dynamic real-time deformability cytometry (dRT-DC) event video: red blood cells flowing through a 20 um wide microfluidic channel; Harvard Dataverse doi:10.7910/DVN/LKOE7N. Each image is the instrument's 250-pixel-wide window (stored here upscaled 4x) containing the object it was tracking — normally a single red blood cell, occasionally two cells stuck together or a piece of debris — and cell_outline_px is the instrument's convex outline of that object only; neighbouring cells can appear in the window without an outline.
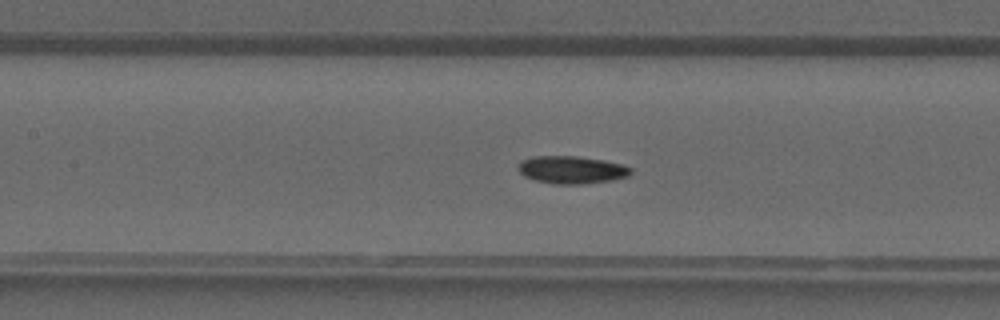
{"species": "common noctule bat (a hibernating species)", "species_latin": "Nyctalus noctula", "temperature_condition": "warm", "stored_images_in_passage": 40, "camera_frame_rate_fps": 3000, "um_per_image_px": 0.085, "animal": {"sex": "male", "forearm_length_mm": 52.5}, "frame": {"image": 1, "passage_image": 18, "time_ms": 5.667, "image_size_px": [1000, 320], "cell_outline_px": [[632, 172], [628, 176], [612, 180], [580, 184], [556, 184], [536, 180], [524, 176], [516, 168], [520, 160], [532, 156], [576, 156], [604, 160], [624, 164], [632, 168]], "centroid_in_image_um": [48.58, 14.42], "position_along_channel_um": 158.8, "area_um2": 18.26}}
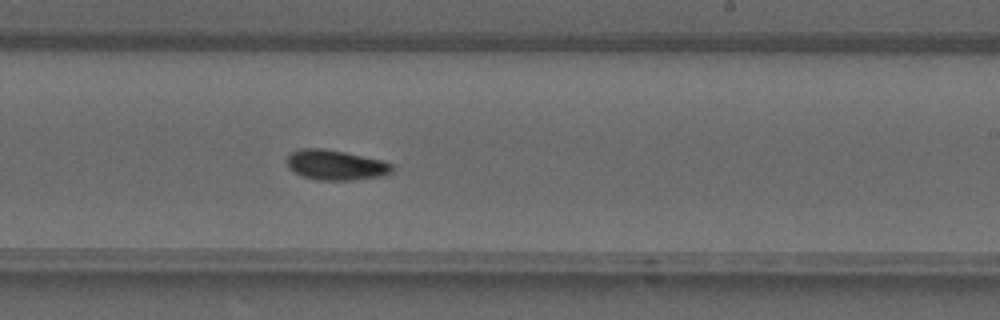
{"frame": {"image": 2, "passage_image": 24, "time_ms": 7.667, "image_size_px": [1000, 320], "cell_outline_px": [[392, 172], [384, 176], [352, 180], [320, 180], [304, 176], [288, 168], [284, 160], [292, 152], [300, 148], [324, 148], [384, 160], [392, 164]], "centroid_in_image_um": [28.53, 14.02], "position_along_channel_um": 260.5, "area_um2": 18.55}}
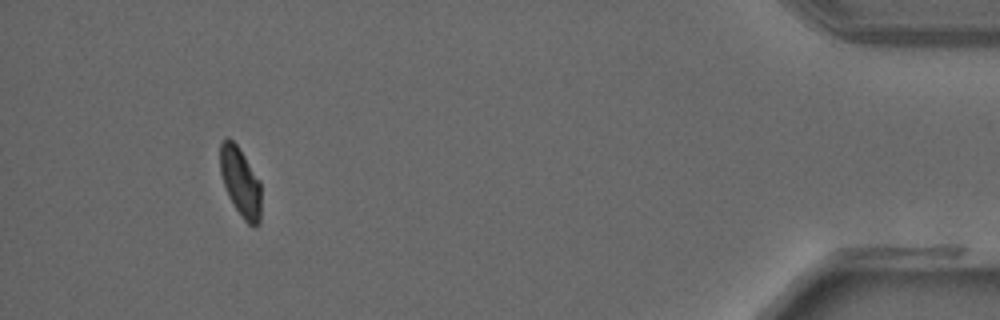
{"frame": {"image": 3, "passage_image": 37, "time_ms": 12.0, "image_size_px": [1000, 320], "cell_outline_px": [[260, 224], [256, 228], [248, 224], [244, 220], [228, 196], [220, 172], [220, 144], [228, 136], [236, 144], [260, 180]], "centroid_in_image_um": [20.44, 15.49], "position_along_channel_um": 414.8, "area_um2": 16.42}}